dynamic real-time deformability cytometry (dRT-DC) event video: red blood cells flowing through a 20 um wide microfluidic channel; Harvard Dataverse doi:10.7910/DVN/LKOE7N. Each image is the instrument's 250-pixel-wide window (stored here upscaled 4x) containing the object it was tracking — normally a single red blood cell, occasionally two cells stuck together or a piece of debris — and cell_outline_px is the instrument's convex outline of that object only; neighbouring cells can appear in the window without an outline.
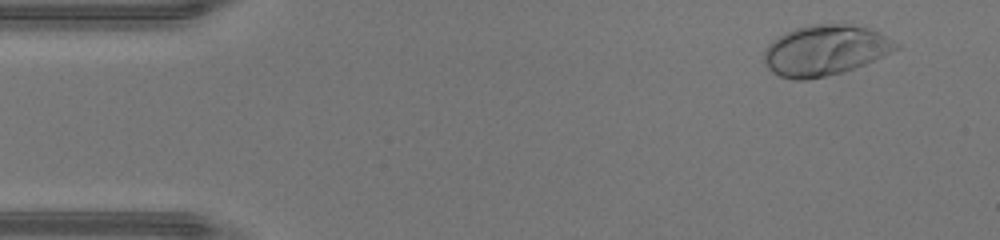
{"species": "human", "species_latin": "Homo sapiens", "temperature_condition": "warm", "stored_images_in_passage": 45, "camera_frame_rate_fps": 3000, "um_per_image_px": 0.085, "donor": {"sex": "male"}, "frame": {"image": 1, "passage_image": 3, "time_ms": 0.667, "image_size_px": [1000, 240], "cell_outline_px": [[900, 48], [864, 64], [844, 72], [808, 80], [792, 80], [780, 76], [772, 72], [768, 68], [764, 60], [764, 52], [768, 44], [772, 40], [796, 28], [812, 24], [844, 24], [872, 28], [880, 32], [900, 44]], "centroid_in_image_um": [70.14, 4.28], "position_along_channel_um": 14.9, "area_um2": 38.78}}
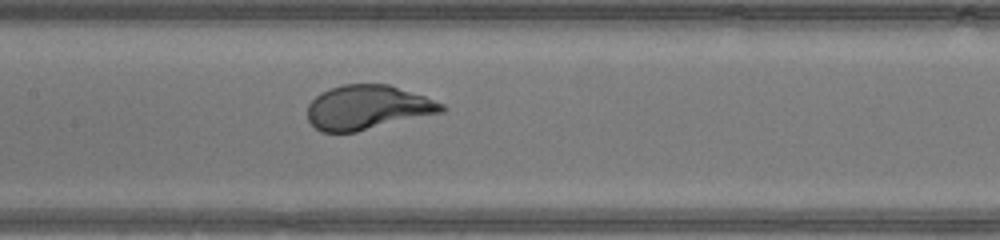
{"frame": {"image": 2, "passage_image": 21, "time_ms": 6.667, "image_size_px": [1000, 240], "cell_outline_px": [[448, 108], [444, 112], [356, 132], [320, 132], [308, 120], [308, 104], [320, 92], [344, 84], [388, 84], [424, 96], [444, 104]], "centroid_in_image_um": [31.26, 9.14], "position_along_channel_um": 176.1, "area_um2": 34.62}}
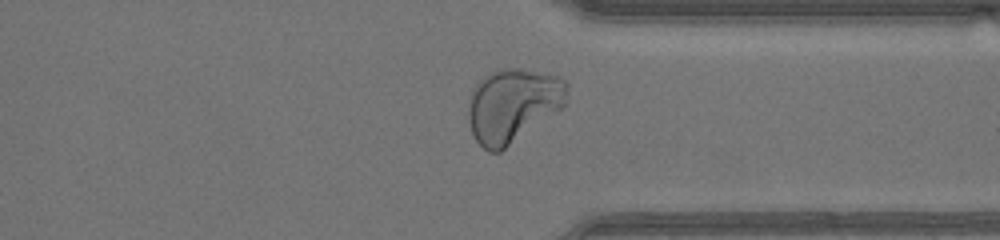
{"frame": {"image": 3, "passage_image": 34, "time_ms": 11.0, "image_size_px": [1000, 240], "cell_outline_px": [[568, 104], [500, 152], [488, 152], [476, 140], [472, 132], [468, 120], [468, 108], [472, 92], [476, 84], [488, 72], [500, 68], [520, 68], [560, 76], [568, 84]], "centroid_in_image_um": [43.62, 8.93], "position_along_channel_um": 367.8, "area_um2": 42.77}, "authors_computed_cell_mechanics": {"area_um2": 35.7204, "velocity_mm_per_s": 4.471, "shape_relaxation_time_tau1_ms": 1.7824, "shape_relaxation_time_tau2_ms": null, "deformation_change_tau1": 0.1956, "deformation_change_tau2": null}}